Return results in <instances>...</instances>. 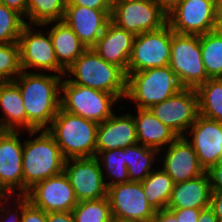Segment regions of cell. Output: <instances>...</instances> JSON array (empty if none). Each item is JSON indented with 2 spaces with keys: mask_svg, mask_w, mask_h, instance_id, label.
<instances>
[{
  "mask_svg": "<svg viewBox=\"0 0 222 222\" xmlns=\"http://www.w3.org/2000/svg\"><path fill=\"white\" fill-rule=\"evenodd\" d=\"M65 75L22 71L18 85L26 110V131L47 130L61 108V83Z\"/></svg>",
  "mask_w": 222,
  "mask_h": 222,
  "instance_id": "obj_1",
  "label": "cell"
},
{
  "mask_svg": "<svg viewBox=\"0 0 222 222\" xmlns=\"http://www.w3.org/2000/svg\"><path fill=\"white\" fill-rule=\"evenodd\" d=\"M27 134L35 139L23 141V195L36 183L62 173L65 163L60 147L47 130Z\"/></svg>",
  "mask_w": 222,
  "mask_h": 222,
  "instance_id": "obj_2",
  "label": "cell"
},
{
  "mask_svg": "<svg viewBox=\"0 0 222 222\" xmlns=\"http://www.w3.org/2000/svg\"><path fill=\"white\" fill-rule=\"evenodd\" d=\"M67 75L73 77L68 80L74 84L116 95L120 100L126 97V73L120 67L107 63L92 48L86 49L76 59L66 70L65 77Z\"/></svg>",
  "mask_w": 222,
  "mask_h": 222,
  "instance_id": "obj_3",
  "label": "cell"
},
{
  "mask_svg": "<svg viewBox=\"0 0 222 222\" xmlns=\"http://www.w3.org/2000/svg\"><path fill=\"white\" fill-rule=\"evenodd\" d=\"M98 123L62 108L47 131L54 137L65 159L96 156Z\"/></svg>",
  "mask_w": 222,
  "mask_h": 222,
  "instance_id": "obj_4",
  "label": "cell"
},
{
  "mask_svg": "<svg viewBox=\"0 0 222 222\" xmlns=\"http://www.w3.org/2000/svg\"><path fill=\"white\" fill-rule=\"evenodd\" d=\"M183 88L177 75L169 65L151 68L127 73V93L125 99L132 100L133 104L135 102L136 108L149 109Z\"/></svg>",
  "mask_w": 222,
  "mask_h": 222,
  "instance_id": "obj_5",
  "label": "cell"
},
{
  "mask_svg": "<svg viewBox=\"0 0 222 222\" xmlns=\"http://www.w3.org/2000/svg\"><path fill=\"white\" fill-rule=\"evenodd\" d=\"M116 95L77 85L65 76L61 83V108L85 119L102 123L114 114L113 106L118 103Z\"/></svg>",
  "mask_w": 222,
  "mask_h": 222,
  "instance_id": "obj_6",
  "label": "cell"
},
{
  "mask_svg": "<svg viewBox=\"0 0 222 222\" xmlns=\"http://www.w3.org/2000/svg\"><path fill=\"white\" fill-rule=\"evenodd\" d=\"M170 68L184 88H197L209 77L200 48V35L178 34L172 30Z\"/></svg>",
  "mask_w": 222,
  "mask_h": 222,
  "instance_id": "obj_7",
  "label": "cell"
},
{
  "mask_svg": "<svg viewBox=\"0 0 222 222\" xmlns=\"http://www.w3.org/2000/svg\"><path fill=\"white\" fill-rule=\"evenodd\" d=\"M110 20L136 36L162 28L167 14L155 0H118L113 1Z\"/></svg>",
  "mask_w": 222,
  "mask_h": 222,
  "instance_id": "obj_8",
  "label": "cell"
},
{
  "mask_svg": "<svg viewBox=\"0 0 222 222\" xmlns=\"http://www.w3.org/2000/svg\"><path fill=\"white\" fill-rule=\"evenodd\" d=\"M172 29L162 28L136 35L127 73L168 66L171 58Z\"/></svg>",
  "mask_w": 222,
  "mask_h": 222,
  "instance_id": "obj_9",
  "label": "cell"
},
{
  "mask_svg": "<svg viewBox=\"0 0 222 222\" xmlns=\"http://www.w3.org/2000/svg\"><path fill=\"white\" fill-rule=\"evenodd\" d=\"M167 24L178 34L202 35L218 28L217 0H183L167 14Z\"/></svg>",
  "mask_w": 222,
  "mask_h": 222,
  "instance_id": "obj_10",
  "label": "cell"
},
{
  "mask_svg": "<svg viewBox=\"0 0 222 222\" xmlns=\"http://www.w3.org/2000/svg\"><path fill=\"white\" fill-rule=\"evenodd\" d=\"M32 27H35L33 29ZM37 25L26 24L18 39L22 71L36 69L65 75L66 71L58 64L49 31L45 33ZM31 68V69H30Z\"/></svg>",
  "mask_w": 222,
  "mask_h": 222,
  "instance_id": "obj_11",
  "label": "cell"
},
{
  "mask_svg": "<svg viewBox=\"0 0 222 222\" xmlns=\"http://www.w3.org/2000/svg\"><path fill=\"white\" fill-rule=\"evenodd\" d=\"M112 217L125 222H153L156 210L147 201L141 182L108 187Z\"/></svg>",
  "mask_w": 222,
  "mask_h": 222,
  "instance_id": "obj_12",
  "label": "cell"
},
{
  "mask_svg": "<svg viewBox=\"0 0 222 222\" xmlns=\"http://www.w3.org/2000/svg\"><path fill=\"white\" fill-rule=\"evenodd\" d=\"M149 110L178 137H184L199 115L197 91L195 88H183Z\"/></svg>",
  "mask_w": 222,
  "mask_h": 222,
  "instance_id": "obj_13",
  "label": "cell"
},
{
  "mask_svg": "<svg viewBox=\"0 0 222 222\" xmlns=\"http://www.w3.org/2000/svg\"><path fill=\"white\" fill-rule=\"evenodd\" d=\"M20 134L21 131L0 130V196L23 195V143L18 137Z\"/></svg>",
  "mask_w": 222,
  "mask_h": 222,
  "instance_id": "obj_14",
  "label": "cell"
},
{
  "mask_svg": "<svg viewBox=\"0 0 222 222\" xmlns=\"http://www.w3.org/2000/svg\"><path fill=\"white\" fill-rule=\"evenodd\" d=\"M64 173L67 175L78 202L107 197L102 168L94 157L65 159Z\"/></svg>",
  "mask_w": 222,
  "mask_h": 222,
  "instance_id": "obj_15",
  "label": "cell"
},
{
  "mask_svg": "<svg viewBox=\"0 0 222 222\" xmlns=\"http://www.w3.org/2000/svg\"><path fill=\"white\" fill-rule=\"evenodd\" d=\"M25 196L35 207L45 212L72 211L78 204L64 171L36 183Z\"/></svg>",
  "mask_w": 222,
  "mask_h": 222,
  "instance_id": "obj_16",
  "label": "cell"
},
{
  "mask_svg": "<svg viewBox=\"0 0 222 222\" xmlns=\"http://www.w3.org/2000/svg\"><path fill=\"white\" fill-rule=\"evenodd\" d=\"M186 134L189 137L187 135L184 137L193 146L199 163L205 171L220 162L222 157V123L199 114Z\"/></svg>",
  "mask_w": 222,
  "mask_h": 222,
  "instance_id": "obj_17",
  "label": "cell"
},
{
  "mask_svg": "<svg viewBox=\"0 0 222 222\" xmlns=\"http://www.w3.org/2000/svg\"><path fill=\"white\" fill-rule=\"evenodd\" d=\"M159 151L164 153L160 166L172 179L173 183L184 182L199 177L206 171L200 165L193 146L185 137H177L171 144Z\"/></svg>",
  "mask_w": 222,
  "mask_h": 222,
  "instance_id": "obj_18",
  "label": "cell"
},
{
  "mask_svg": "<svg viewBox=\"0 0 222 222\" xmlns=\"http://www.w3.org/2000/svg\"><path fill=\"white\" fill-rule=\"evenodd\" d=\"M112 9H92L80 5H66L63 21L66 22L79 40L92 48L101 37L110 21Z\"/></svg>",
  "mask_w": 222,
  "mask_h": 222,
  "instance_id": "obj_19",
  "label": "cell"
},
{
  "mask_svg": "<svg viewBox=\"0 0 222 222\" xmlns=\"http://www.w3.org/2000/svg\"><path fill=\"white\" fill-rule=\"evenodd\" d=\"M138 143L136 124L131 113L116 115L98 124L96 132V154L100 151L126 148Z\"/></svg>",
  "mask_w": 222,
  "mask_h": 222,
  "instance_id": "obj_20",
  "label": "cell"
},
{
  "mask_svg": "<svg viewBox=\"0 0 222 222\" xmlns=\"http://www.w3.org/2000/svg\"><path fill=\"white\" fill-rule=\"evenodd\" d=\"M135 35L111 20L92 49L107 63L120 67L127 75Z\"/></svg>",
  "mask_w": 222,
  "mask_h": 222,
  "instance_id": "obj_21",
  "label": "cell"
},
{
  "mask_svg": "<svg viewBox=\"0 0 222 222\" xmlns=\"http://www.w3.org/2000/svg\"><path fill=\"white\" fill-rule=\"evenodd\" d=\"M211 184L208 173L175 183L166 209H206L210 207Z\"/></svg>",
  "mask_w": 222,
  "mask_h": 222,
  "instance_id": "obj_22",
  "label": "cell"
},
{
  "mask_svg": "<svg viewBox=\"0 0 222 222\" xmlns=\"http://www.w3.org/2000/svg\"><path fill=\"white\" fill-rule=\"evenodd\" d=\"M46 25L48 28L49 25L52 26L48 31L51 35L55 56L58 64L66 71L87 48L63 20L45 23L38 27L41 29Z\"/></svg>",
  "mask_w": 222,
  "mask_h": 222,
  "instance_id": "obj_23",
  "label": "cell"
},
{
  "mask_svg": "<svg viewBox=\"0 0 222 222\" xmlns=\"http://www.w3.org/2000/svg\"><path fill=\"white\" fill-rule=\"evenodd\" d=\"M135 109H137V113L135 116L133 115V118L139 144L160 151L178 137L169 127L157 119L149 109Z\"/></svg>",
  "mask_w": 222,
  "mask_h": 222,
  "instance_id": "obj_24",
  "label": "cell"
},
{
  "mask_svg": "<svg viewBox=\"0 0 222 222\" xmlns=\"http://www.w3.org/2000/svg\"><path fill=\"white\" fill-rule=\"evenodd\" d=\"M0 130H26V110L21 91L14 81L0 82Z\"/></svg>",
  "mask_w": 222,
  "mask_h": 222,
  "instance_id": "obj_25",
  "label": "cell"
},
{
  "mask_svg": "<svg viewBox=\"0 0 222 222\" xmlns=\"http://www.w3.org/2000/svg\"><path fill=\"white\" fill-rule=\"evenodd\" d=\"M129 182H142L155 169L153 163L158 160L159 151L136 143L124 148ZM157 155V156H156ZM157 158V159H156Z\"/></svg>",
  "mask_w": 222,
  "mask_h": 222,
  "instance_id": "obj_26",
  "label": "cell"
},
{
  "mask_svg": "<svg viewBox=\"0 0 222 222\" xmlns=\"http://www.w3.org/2000/svg\"><path fill=\"white\" fill-rule=\"evenodd\" d=\"M141 184L147 201L156 211L167 208L174 183L162 168L154 169Z\"/></svg>",
  "mask_w": 222,
  "mask_h": 222,
  "instance_id": "obj_27",
  "label": "cell"
},
{
  "mask_svg": "<svg viewBox=\"0 0 222 222\" xmlns=\"http://www.w3.org/2000/svg\"><path fill=\"white\" fill-rule=\"evenodd\" d=\"M196 91L199 114L222 123V78H209Z\"/></svg>",
  "mask_w": 222,
  "mask_h": 222,
  "instance_id": "obj_28",
  "label": "cell"
},
{
  "mask_svg": "<svg viewBox=\"0 0 222 222\" xmlns=\"http://www.w3.org/2000/svg\"><path fill=\"white\" fill-rule=\"evenodd\" d=\"M200 48L208 77L222 78V30L200 35Z\"/></svg>",
  "mask_w": 222,
  "mask_h": 222,
  "instance_id": "obj_29",
  "label": "cell"
},
{
  "mask_svg": "<svg viewBox=\"0 0 222 222\" xmlns=\"http://www.w3.org/2000/svg\"><path fill=\"white\" fill-rule=\"evenodd\" d=\"M95 157L99 161L100 167L102 168L103 177L107 188L117 184L129 182L124 149L117 148L114 150L100 151ZM107 178L108 180L110 179V182L105 180Z\"/></svg>",
  "mask_w": 222,
  "mask_h": 222,
  "instance_id": "obj_30",
  "label": "cell"
},
{
  "mask_svg": "<svg viewBox=\"0 0 222 222\" xmlns=\"http://www.w3.org/2000/svg\"><path fill=\"white\" fill-rule=\"evenodd\" d=\"M66 0H27L26 24L43 25L64 19Z\"/></svg>",
  "mask_w": 222,
  "mask_h": 222,
  "instance_id": "obj_31",
  "label": "cell"
},
{
  "mask_svg": "<svg viewBox=\"0 0 222 222\" xmlns=\"http://www.w3.org/2000/svg\"><path fill=\"white\" fill-rule=\"evenodd\" d=\"M75 222H112L108 197L80 201L72 209Z\"/></svg>",
  "mask_w": 222,
  "mask_h": 222,
  "instance_id": "obj_32",
  "label": "cell"
},
{
  "mask_svg": "<svg viewBox=\"0 0 222 222\" xmlns=\"http://www.w3.org/2000/svg\"><path fill=\"white\" fill-rule=\"evenodd\" d=\"M25 25L21 14L0 3V44L18 42Z\"/></svg>",
  "mask_w": 222,
  "mask_h": 222,
  "instance_id": "obj_33",
  "label": "cell"
},
{
  "mask_svg": "<svg viewBox=\"0 0 222 222\" xmlns=\"http://www.w3.org/2000/svg\"><path fill=\"white\" fill-rule=\"evenodd\" d=\"M21 72L18 42L0 44V80L13 81Z\"/></svg>",
  "mask_w": 222,
  "mask_h": 222,
  "instance_id": "obj_34",
  "label": "cell"
},
{
  "mask_svg": "<svg viewBox=\"0 0 222 222\" xmlns=\"http://www.w3.org/2000/svg\"><path fill=\"white\" fill-rule=\"evenodd\" d=\"M16 197V209H9V200ZM0 196V222H21L24 207L30 202L25 195ZM7 205V206H6ZM14 212V213H13Z\"/></svg>",
  "mask_w": 222,
  "mask_h": 222,
  "instance_id": "obj_35",
  "label": "cell"
},
{
  "mask_svg": "<svg viewBox=\"0 0 222 222\" xmlns=\"http://www.w3.org/2000/svg\"><path fill=\"white\" fill-rule=\"evenodd\" d=\"M21 222H47V212L29 202L24 207Z\"/></svg>",
  "mask_w": 222,
  "mask_h": 222,
  "instance_id": "obj_36",
  "label": "cell"
},
{
  "mask_svg": "<svg viewBox=\"0 0 222 222\" xmlns=\"http://www.w3.org/2000/svg\"><path fill=\"white\" fill-rule=\"evenodd\" d=\"M212 192H222V162L211 166L207 171Z\"/></svg>",
  "mask_w": 222,
  "mask_h": 222,
  "instance_id": "obj_37",
  "label": "cell"
},
{
  "mask_svg": "<svg viewBox=\"0 0 222 222\" xmlns=\"http://www.w3.org/2000/svg\"><path fill=\"white\" fill-rule=\"evenodd\" d=\"M177 219L178 222H197L201 209H167Z\"/></svg>",
  "mask_w": 222,
  "mask_h": 222,
  "instance_id": "obj_38",
  "label": "cell"
},
{
  "mask_svg": "<svg viewBox=\"0 0 222 222\" xmlns=\"http://www.w3.org/2000/svg\"><path fill=\"white\" fill-rule=\"evenodd\" d=\"M112 0H66V5H80L92 9H112Z\"/></svg>",
  "mask_w": 222,
  "mask_h": 222,
  "instance_id": "obj_39",
  "label": "cell"
},
{
  "mask_svg": "<svg viewBox=\"0 0 222 222\" xmlns=\"http://www.w3.org/2000/svg\"><path fill=\"white\" fill-rule=\"evenodd\" d=\"M47 222H75L72 211L47 212Z\"/></svg>",
  "mask_w": 222,
  "mask_h": 222,
  "instance_id": "obj_40",
  "label": "cell"
},
{
  "mask_svg": "<svg viewBox=\"0 0 222 222\" xmlns=\"http://www.w3.org/2000/svg\"><path fill=\"white\" fill-rule=\"evenodd\" d=\"M210 208L214 211L219 222H222V192L211 193Z\"/></svg>",
  "mask_w": 222,
  "mask_h": 222,
  "instance_id": "obj_41",
  "label": "cell"
},
{
  "mask_svg": "<svg viewBox=\"0 0 222 222\" xmlns=\"http://www.w3.org/2000/svg\"><path fill=\"white\" fill-rule=\"evenodd\" d=\"M0 3L17 11L23 17L27 16V0H0Z\"/></svg>",
  "mask_w": 222,
  "mask_h": 222,
  "instance_id": "obj_42",
  "label": "cell"
},
{
  "mask_svg": "<svg viewBox=\"0 0 222 222\" xmlns=\"http://www.w3.org/2000/svg\"><path fill=\"white\" fill-rule=\"evenodd\" d=\"M153 222H178L175 216L167 209L156 211Z\"/></svg>",
  "mask_w": 222,
  "mask_h": 222,
  "instance_id": "obj_43",
  "label": "cell"
},
{
  "mask_svg": "<svg viewBox=\"0 0 222 222\" xmlns=\"http://www.w3.org/2000/svg\"><path fill=\"white\" fill-rule=\"evenodd\" d=\"M160 8L168 14L176 6H178L183 0H155Z\"/></svg>",
  "mask_w": 222,
  "mask_h": 222,
  "instance_id": "obj_44",
  "label": "cell"
},
{
  "mask_svg": "<svg viewBox=\"0 0 222 222\" xmlns=\"http://www.w3.org/2000/svg\"><path fill=\"white\" fill-rule=\"evenodd\" d=\"M197 222H219L217 217L214 214V211L208 207L201 210L200 216Z\"/></svg>",
  "mask_w": 222,
  "mask_h": 222,
  "instance_id": "obj_45",
  "label": "cell"
},
{
  "mask_svg": "<svg viewBox=\"0 0 222 222\" xmlns=\"http://www.w3.org/2000/svg\"><path fill=\"white\" fill-rule=\"evenodd\" d=\"M218 4V29L222 30V3Z\"/></svg>",
  "mask_w": 222,
  "mask_h": 222,
  "instance_id": "obj_46",
  "label": "cell"
},
{
  "mask_svg": "<svg viewBox=\"0 0 222 222\" xmlns=\"http://www.w3.org/2000/svg\"><path fill=\"white\" fill-rule=\"evenodd\" d=\"M112 222H125V221H118V220L113 219Z\"/></svg>",
  "mask_w": 222,
  "mask_h": 222,
  "instance_id": "obj_47",
  "label": "cell"
}]
</instances>
